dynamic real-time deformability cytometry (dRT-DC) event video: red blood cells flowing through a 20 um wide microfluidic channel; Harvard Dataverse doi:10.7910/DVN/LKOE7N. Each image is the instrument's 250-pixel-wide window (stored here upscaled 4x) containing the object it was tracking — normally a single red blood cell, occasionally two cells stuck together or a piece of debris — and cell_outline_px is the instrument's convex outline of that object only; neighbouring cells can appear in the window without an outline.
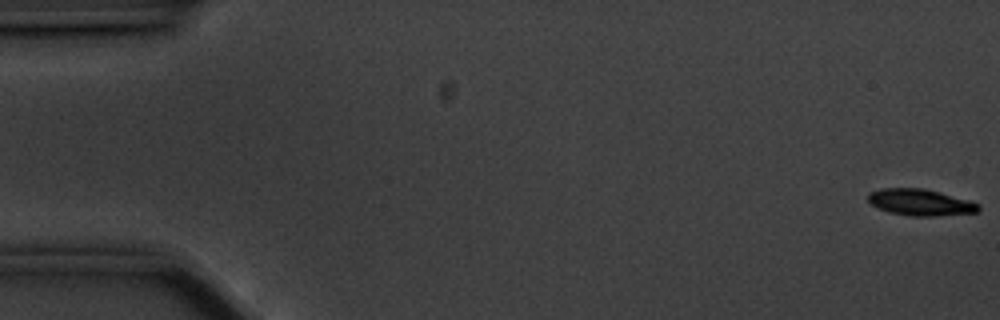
{"species": "common noctule bat (a hibernating species)", "species_latin": "Nyctalus noctula", "temperature_condition": "cold", "stored_images_in_passage": 57, "camera_frame_rate_fps": 3000, "um_per_image_px": 0.085, "animal": {"sex": "male", "body_mass_g": 20.1, "forearm_length_mm": 53.5}, "frame": {"image": 1, "passage_image": 1, "time_ms": 0.0, "image_size_px": [1000, 320], "cell_outline_px": [[980, 208], [976, 212], [936, 216], [908, 216], [888, 212], [876, 208], [868, 200], [868, 192], [880, 188], [924, 188], [940, 192], [968, 200], [980, 204]], "centroid_in_image_um": [78.19, 17.2], "position_along_channel_um": 6.8, "area_um2": 17.17}}
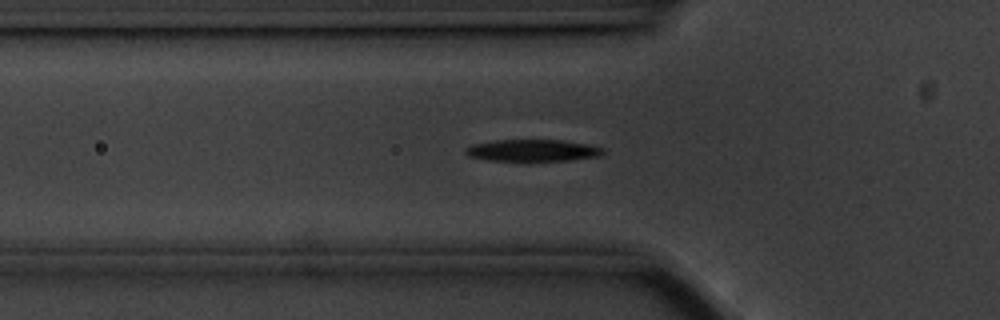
{"frame": {"image": 2, "passage_image": 19, "time_ms": 6.0, "image_size_px": [1000, 320], "cell_outline_px": [[604, 152], [600, 156], [568, 160], [488, 160], [468, 156], [464, 152], [464, 148], [472, 144], [496, 140], [564, 140], [592, 144], [604, 148]], "centroid_in_image_um": [45.29, 12.77], "position_along_channel_um": 80.5, "area_um2": 17.51}}
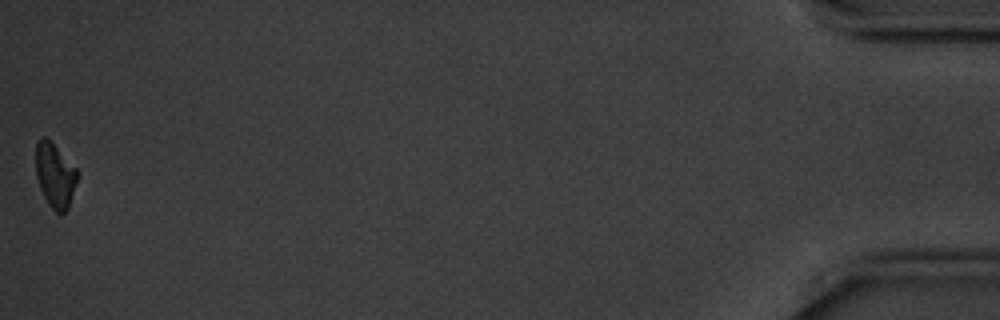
{"frame": {"image": 3, "passage_image": 57, "time_ms": 18.667, "image_size_px": [1000, 320], "cell_outline_px": [[76, 180], [68, 208], [60, 216], [48, 204], [40, 188], [36, 176], [36, 144], [40, 136], [44, 136], [76, 168]], "centroid_in_image_um": [4.64, 14.93], "position_along_channel_um": 430.6, "area_um2": 15.14}, "authors_computed_cell_mechanics": {"area_um2": 17.5134, "velocity_mm_per_s": 3.5191, "shape_relaxation_time_tau1_ms": 2.4653, "shape_relaxation_time_tau2_ms": null, "deformation_change_tau1": 0.142, "deformation_change_tau2": null}}